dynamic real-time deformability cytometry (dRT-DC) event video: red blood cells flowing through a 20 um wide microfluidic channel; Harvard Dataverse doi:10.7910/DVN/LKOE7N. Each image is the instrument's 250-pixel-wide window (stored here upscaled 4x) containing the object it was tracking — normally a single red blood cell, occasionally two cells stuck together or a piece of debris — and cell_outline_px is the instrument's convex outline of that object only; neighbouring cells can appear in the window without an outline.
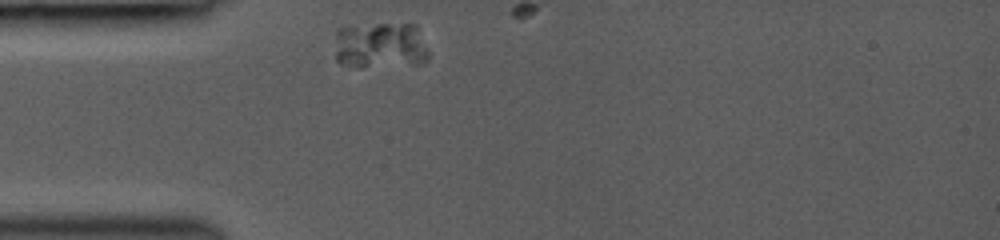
{"species": "common noctule bat (a hibernating species)", "species_latin": "Nyctalus noctula", "temperature_condition": "room temperature", "stored_images_in_passage": 5, "camera_frame_rate_fps": 3000, "um_per_image_px": 0.085, "animal": {"sex": "female", "body_mass_g": 19.0, "forearm_length_mm": 53.3}, "frame": {"image": 1, "passage_image": 1, "time_ms": 0.0, "image_size_px": [1000, 240], "cell_outline_px": [[428, 60], [424, 64], [360, 68], [356, 68], [340, 64], [336, 60], [336, 32], [340, 28], [348, 24], [416, 24], [428, 52]], "centroid_in_image_um": [32.31, 3.88], "position_along_channel_um": 52.7, "area_um2": 26.24}}